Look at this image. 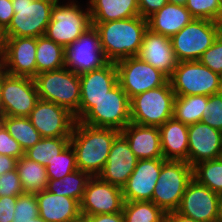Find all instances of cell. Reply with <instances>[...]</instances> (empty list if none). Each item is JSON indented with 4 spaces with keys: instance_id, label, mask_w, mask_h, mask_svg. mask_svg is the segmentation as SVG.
Returning a JSON list of instances; mask_svg holds the SVG:
<instances>
[{
    "instance_id": "6da1fadb",
    "label": "cell",
    "mask_w": 222,
    "mask_h": 222,
    "mask_svg": "<svg viewBox=\"0 0 222 222\" xmlns=\"http://www.w3.org/2000/svg\"><path fill=\"white\" fill-rule=\"evenodd\" d=\"M119 134L120 131L114 128L93 127L76 121L70 144L76 153L77 168L91 177L98 176Z\"/></svg>"
},
{
    "instance_id": "7a4b0ae2",
    "label": "cell",
    "mask_w": 222,
    "mask_h": 222,
    "mask_svg": "<svg viewBox=\"0 0 222 222\" xmlns=\"http://www.w3.org/2000/svg\"><path fill=\"white\" fill-rule=\"evenodd\" d=\"M97 29L101 47L110 62L137 56L143 36L148 29L146 18L141 16L108 22H92Z\"/></svg>"
},
{
    "instance_id": "3957f363",
    "label": "cell",
    "mask_w": 222,
    "mask_h": 222,
    "mask_svg": "<svg viewBox=\"0 0 222 222\" xmlns=\"http://www.w3.org/2000/svg\"><path fill=\"white\" fill-rule=\"evenodd\" d=\"M69 1L66 4L63 2L61 4L59 0L55 3L51 10V20L44 34L64 48L92 26L88 3L84 9L77 0Z\"/></svg>"
},
{
    "instance_id": "277c9868",
    "label": "cell",
    "mask_w": 222,
    "mask_h": 222,
    "mask_svg": "<svg viewBox=\"0 0 222 222\" xmlns=\"http://www.w3.org/2000/svg\"><path fill=\"white\" fill-rule=\"evenodd\" d=\"M39 99L53 102L74 115L80 104V77L66 67L37 74L34 78Z\"/></svg>"
},
{
    "instance_id": "5b68a950",
    "label": "cell",
    "mask_w": 222,
    "mask_h": 222,
    "mask_svg": "<svg viewBox=\"0 0 222 222\" xmlns=\"http://www.w3.org/2000/svg\"><path fill=\"white\" fill-rule=\"evenodd\" d=\"M175 93L165 85L140 93L130 99L131 123L160 127L173 118Z\"/></svg>"
},
{
    "instance_id": "8992f818",
    "label": "cell",
    "mask_w": 222,
    "mask_h": 222,
    "mask_svg": "<svg viewBox=\"0 0 222 222\" xmlns=\"http://www.w3.org/2000/svg\"><path fill=\"white\" fill-rule=\"evenodd\" d=\"M168 81L176 96H211L222 92V76L198 60L178 62Z\"/></svg>"
},
{
    "instance_id": "52a82bcc",
    "label": "cell",
    "mask_w": 222,
    "mask_h": 222,
    "mask_svg": "<svg viewBox=\"0 0 222 222\" xmlns=\"http://www.w3.org/2000/svg\"><path fill=\"white\" fill-rule=\"evenodd\" d=\"M193 167L186 161L165 160L152 195V202L165 213L176 211L189 182Z\"/></svg>"
},
{
    "instance_id": "ba28073f",
    "label": "cell",
    "mask_w": 222,
    "mask_h": 222,
    "mask_svg": "<svg viewBox=\"0 0 222 222\" xmlns=\"http://www.w3.org/2000/svg\"><path fill=\"white\" fill-rule=\"evenodd\" d=\"M58 0H12L14 15L3 37H35L45 34L52 7Z\"/></svg>"
},
{
    "instance_id": "9c48e42d",
    "label": "cell",
    "mask_w": 222,
    "mask_h": 222,
    "mask_svg": "<svg viewBox=\"0 0 222 222\" xmlns=\"http://www.w3.org/2000/svg\"><path fill=\"white\" fill-rule=\"evenodd\" d=\"M93 127L122 131L130 122V99L118 83L79 120Z\"/></svg>"
},
{
    "instance_id": "30bf717a",
    "label": "cell",
    "mask_w": 222,
    "mask_h": 222,
    "mask_svg": "<svg viewBox=\"0 0 222 222\" xmlns=\"http://www.w3.org/2000/svg\"><path fill=\"white\" fill-rule=\"evenodd\" d=\"M219 35L216 21L194 18L171 37L178 62L199 60Z\"/></svg>"
},
{
    "instance_id": "8fae6325",
    "label": "cell",
    "mask_w": 222,
    "mask_h": 222,
    "mask_svg": "<svg viewBox=\"0 0 222 222\" xmlns=\"http://www.w3.org/2000/svg\"><path fill=\"white\" fill-rule=\"evenodd\" d=\"M109 62L94 25L65 47L64 66L77 75L100 69Z\"/></svg>"
},
{
    "instance_id": "7c38bea8",
    "label": "cell",
    "mask_w": 222,
    "mask_h": 222,
    "mask_svg": "<svg viewBox=\"0 0 222 222\" xmlns=\"http://www.w3.org/2000/svg\"><path fill=\"white\" fill-rule=\"evenodd\" d=\"M115 64L118 72V83L129 99L168 82V77L164 73L138 56L123 58Z\"/></svg>"
},
{
    "instance_id": "4fadbf2b",
    "label": "cell",
    "mask_w": 222,
    "mask_h": 222,
    "mask_svg": "<svg viewBox=\"0 0 222 222\" xmlns=\"http://www.w3.org/2000/svg\"><path fill=\"white\" fill-rule=\"evenodd\" d=\"M38 101L33 78L12 76L2 69L1 102L4 116L29 117Z\"/></svg>"
},
{
    "instance_id": "5bb4252c",
    "label": "cell",
    "mask_w": 222,
    "mask_h": 222,
    "mask_svg": "<svg viewBox=\"0 0 222 222\" xmlns=\"http://www.w3.org/2000/svg\"><path fill=\"white\" fill-rule=\"evenodd\" d=\"M0 68L12 76L34 78L37 75L35 37H3Z\"/></svg>"
},
{
    "instance_id": "9a60e30c",
    "label": "cell",
    "mask_w": 222,
    "mask_h": 222,
    "mask_svg": "<svg viewBox=\"0 0 222 222\" xmlns=\"http://www.w3.org/2000/svg\"><path fill=\"white\" fill-rule=\"evenodd\" d=\"M124 202L121 188L95 176L86 184L80 212L84 216L118 213L123 210Z\"/></svg>"
},
{
    "instance_id": "2e32d148",
    "label": "cell",
    "mask_w": 222,
    "mask_h": 222,
    "mask_svg": "<svg viewBox=\"0 0 222 222\" xmlns=\"http://www.w3.org/2000/svg\"><path fill=\"white\" fill-rule=\"evenodd\" d=\"M29 119L41 137H71L76 123L74 114L66 108L40 99Z\"/></svg>"
},
{
    "instance_id": "e0dca14e",
    "label": "cell",
    "mask_w": 222,
    "mask_h": 222,
    "mask_svg": "<svg viewBox=\"0 0 222 222\" xmlns=\"http://www.w3.org/2000/svg\"><path fill=\"white\" fill-rule=\"evenodd\" d=\"M80 104L74 115L79 121L94 105L118 84V72L115 62L104 67L79 75Z\"/></svg>"
},
{
    "instance_id": "ac0fdd59",
    "label": "cell",
    "mask_w": 222,
    "mask_h": 222,
    "mask_svg": "<svg viewBox=\"0 0 222 222\" xmlns=\"http://www.w3.org/2000/svg\"><path fill=\"white\" fill-rule=\"evenodd\" d=\"M219 194L192 179L176 210L180 214L200 222H218Z\"/></svg>"
},
{
    "instance_id": "d6986e66",
    "label": "cell",
    "mask_w": 222,
    "mask_h": 222,
    "mask_svg": "<svg viewBox=\"0 0 222 222\" xmlns=\"http://www.w3.org/2000/svg\"><path fill=\"white\" fill-rule=\"evenodd\" d=\"M222 157V132L200 121L188 125V163L194 165Z\"/></svg>"
},
{
    "instance_id": "ffe728a7",
    "label": "cell",
    "mask_w": 222,
    "mask_h": 222,
    "mask_svg": "<svg viewBox=\"0 0 222 222\" xmlns=\"http://www.w3.org/2000/svg\"><path fill=\"white\" fill-rule=\"evenodd\" d=\"M138 160L126 138L120 133L115 138L107 162L98 177L122 189L133 173Z\"/></svg>"
},
{
    "instance_id": "44dd1931",
    "label": "cell",
    "mask_w": 222,
    "mask_h": 222,
    "mask_svg": "<svg viewBox=\"0 0 222 222\" xmlns=\"http://www.w3.org/2000/svg\"><path fill=\"white\" fill-rule=\"evenodd\" d=\"M164 158L140 159L122 188L124 201H151Z\"/></svg>"
},
{
    "instance_id": "7402d4cb",
    "label": "cell",
    "mask_w": 222,
    "mask_h": 222,
    "mask_svg": "<svg viewBox=\"0 0 222 222\" xmlns=\"http://www.w3.org/2000/svg\"><path fill=\"white\" fill-rule=\"evenodd\" d=\"M140 59L160 70L168 78L176 68L178 61L173 51L171 38L147 29L137 55Z\"/></svg>"
},
{
    "instance_id": "603a6c76",
    "label": "cell",
    "mask_w": 222,
    "mask_h": 222,
    "mask_svg": "<svg viewBox=\"0 0 222 222\" xmlns=\"http://www.w3.org/2000/svg\"><path fill=\"white\" fill-rule=\"evenodd\" d=\"M120 133L139 160L163 158L159 127L130 122Z\"/></svg>"
},
{
    "instance_id": "cb8c5ba5",
    "label": "cell",
    "mask_w": 222,
    "mask_h": 222,
    "mask_svg": "<svg viewBox=\"0 0 222 222\" xmlns=\"http://www.w3.org/2000/svg\"><path fill=\"white\" fill-rule=\"evenodd\" d=\"M39 217L47 222H73L80 215V203L67 196L47 190L36 193Z\"/></svg>"
},
{
    "instance_id": "d4e9b609",
    "label": "cell",
    "mask_w": 222,
    "mask_h": 222,
    "mask_svg": "<svg viewBox=\"0 0 222 222\" xmlns=\"http://www.w3.org/2000/svg\"><path fill=\"white\" fill-rule=\"evenodd\" d=\"M159 132L163 158L188 163V125L171 118L159 127Z\"/></svg>"
},
{
    "instance_id": "484cf974",
    "label": "cell",
    "mask_w": 222,
    "mask_h": 222,
    "mask_svg": "<svg viewBox=\"0 0 222 222\" xmlns=\"http://www.w3.org/2000/svg\"><path fill=\"white\" fill-rule=\"evenodd\" d=\"M194 17L183 5L167 3L147 18L148 29L167 37H172L190 23Z\"/></svg>"
},
{
    "instance_id": "4316f807",
    "label": "cell",
    "mask_w": 222,
    "mask_h": 222,
    "mask_svg": "<svg viewBox=\"0 0 222 222\" xmlns=\"http://www.w3.org/2000/svg\"><path fill=\"white\" fill-rule=\"evenodd\" d=\"M92 22H108L140 16L138 0H89Z\"/></svg>"
},
{
    "instance_id": "83f0119b",
    "label": "cell",
    "mask_w": 222,
    "mask_h": 222,
    "mask_svg": "<svg viewBox=\"0 0 222 222\" xmlns=\"http://www.w3.org/2000/svg\"><path fill=\"white\" fill-rule=\"evenodd\" d=\"M16 169L25 193L36 194L46 190L48 183L46 166L23 155L18 159Z\"/></svg>"
},
{
    "instance_id": "f1b7e54d",
    "label": "cell",
    "mask_w": 222,
    "mask_h": 222,
    "mask_svg": "<svg viewBox=\"0 0 222 222\" xmlns=\"http://www.w3.org/2000/svg\"><path fill=\"white\" fill-rule=\"evenodd\" d=\"M65 48L45 35L37 38L36 67L37 74L64 68Z\"/></svg>"
},
{
    "instance_id": "f546056e",
    "label": "cell",
    "mask_w": 222,
    "mask_h": 222,
    "mask_svg": "<svg viewBox=\"0 0 222 222\" xmlns=\"http://www.w3.org/2000/svg\"><path fill=\"white\" fill-rule=\"evenodd\" d=\"M90 178L87 172L77 169L62 179H48L46 190L55 195L71 197L81 203Z\"/></svg>"
},
{
    "instance_id": "4dcf8cb0",
    "label": "cell",
    "mask_w": 222,
    "mask_h": 222,
    "mask_svg": "<svg viewBox=\"0 0 222 222\" xmlns=\"http://www.w3.org/2000/svg\"><path fill=\"white\" fill-rule=\"evenodd\" d=\"M208 99L205 95L176 96L173 118L186 125L202 121Z\"/></svg>"
},
{
    "instance_id": "1f68e13d",
    "label": "cell",
    "mask_w": 222,
    "mask_h": 222,
    "mask_svg": "<svg viewBox=\"0 0 222 222\" xmlns=\"http://www.w3.org/2000/svg\"><path fill=\"white\" fill-rule=\"evenodd\" d=\"M0 122L21 145L24 152L33 147L42 138L37 129L32 125L29 117L3 116Z\"/></svg>"
},
{
    "instance_id": "d6a6232c",
    "label": "cell",
    "mask_w": 222,
    "mask_h": 222,
    "mask_svg": "<svg viewBox=\"0 0 222 222\" xmlns=\"http://www.w3.org/2000/svg\"><path fill=\"white\" fill-rule=\"evenodd\" d=\"M70 144V137H42L25 151V156L43 166L48 165Z\"/></svg>"
},
{
    "instance_id": "836d02e7",
    "label": "cell",
    "mask_w": 222,
    "mask_h": 222,
    "mask_svg": "<svg viewBox=\"0 0 222 222\" xmlns=\"http://www.w3.org/2000/svg\"><path fill=\"white\" fill-rule=\"evenodd\" d=\"M124 222H165L166 213L152 201H125Z\"/></svg>"
},
{
    "instance_id": "e575fe53",
    "label": "cell",
    "mask_w": 222,
    "mask_h": 222,
    "mask_svg": "<svg viewBox=\"0 0 222 222\" xmlns=\"http://www.w3.org/2000/svg\"><path fill=\"white\" fill-rule=\"evenodd\" d=\"M193 179L217 194H222V157L193 166Z\"/></svg>"
},
{
    "instance_id": "d590c367",
    "label": "cell",
    "mask_w": 222,
    "mask_h": 222,
    "mask_svg": "<svg viewBox=\"0 0 222 222\" xmlns=\"http://www.w3.org/2000/svg\"><path fill=\"white\" fill-rule=\"evenodd\" d=\"M77 169L76 153L71 144L46 165L48 179H62Z\"/></svg>"
},
{
    "instance_id": "8d00e7d4",
    "label": "cell",
    "mask_w": 222,
    "mask_h": 222,
    "mask_svg": "<svg viewBox=\"0 0 222 222\" xmlns=\"http://www.w3.org/2000/svg\"><path fill=\"white\" fill-rule=\"evenodd\" d=\"M185 7L196 19L216 21L220 15L222 0H187Z\"/></svg>"
},
{
    "instance_id": "74e56055",
    "label": "cell",
    "mask_w": 222,
    "mask_h": 222,
    "mask_svg": "<svg viewBox=\"0 0 222 222\" xmlns=\"http://www.w3.org/2000/svg\"><path fill=\"white\" fill-rule=\"evenodd\" d=\"M39 216L36 194L19 195L12 222H30Z\"/></svg>"
},
{
    "instance_id": "f35d334b",
    "label": "cell",
    "mask_w": 222,
    "mask_h": 222,
    "mask_svg": "<svg viewBox=\"0 0 222 222\" xmlns=\"http://www.w3.org/2000/svg\"><path fill=\"white\" fill-rule=\"evenodd\" d=\"M202 122L222 132V92L209 96Z\"/></svg>"
},
{
    "instance_id": "ab89813d",
    "label": "cell",
    "mask_w": 222,
    "mask_h": 222,
    "mask_svg": "<svg viewBox=\"0 0 222 222\" xmlns=\"http://www.w3.org/2000/svg\"><path fill=\"white\" fill-rule=\"evenodd\" d=\"M198 61L222 76V35H218L212 46L201 55Z\"/></svg>"
},
{
    "instance_id": "60d3db41",
    "label": "cell",
    "mask_w": 222,
    "mask_h": 222,
    "mask_svg": "<svg viewBox=\"0 0 222 222\" xmlns=\"http://www.w3.org/2000/svg\"><path fill=\"white\" fill-rule=\"evenodd\" d=\"M24 193L17 169L0 176V197L19 196Z\"/></svg>"
},
{
    "instance_id": "b9f144b4",
    "label": "cell",
    "mask_w": 222,
    "mask_h": 222,
    "mask_svg": "<svg viewBox=\"0 0 222 222\" xmlns=\"http://www.w3.org/2000/svg\"><path fill=\"white\" fill-rule=\"evenodd\" d=\"M0 155H7L19 159L25 155L21 145L8 133L0 122Z\"/></svg>"
},
{
    "instance_id": "7bdbcfd3",
    "label": "cell",
    "mask_w": 222,
    "mask_h": 222,
    "mask_svg": "<svg viewBox=\"0 0 222 222\" xmlns=\"http://www.w3.org/2000/svg\"><path fill=\"white\" fill-rule=\"evenodd\" d=\"M18 196L0 197V222H12Z\"/></svg>"
},
{
    "instance_id": "ee69618b",
    "label": "cell",
    "mask_w": 222,
    "mask_h": 222,
    "mask_svg": "<svg viewBox=\"0 0 222 222\" xmlns=\"http://www.w3.org/2000/svg\"><path fill=\"white\" fill-rule=\"evenodd\" d=\"M168 3V0H138L139 14L148 18Z\"/></svg>"
},
{
    "instance_id": "f6af8a7d",
    "label": "cell",
    "mask_w": 222,
    "mask_h": 222,
    "mask_svg": "<svg viewBox=\"0 0 222 222\" xmlns=\"http://www.w3.org/2000/svg\"><path fill=\"white\" fill-rule=\"evenodd\" d=\"M13 15L12 0H0V31L2 33L10 25Z\"/></svg>"
},
{
    "instance_id": "bcb514c9",
    "label": "cell",
    "mask_w": 222,
    "mask_h": 222,
    "mask_svg": "<svg viewBox=\"0 0 222 222\" xmlns=\"http://www.w3.org/2000/svg\"><path fill=\"white\" fill-rule=\"evenodd\" d=\"M91 222H124L123 212L86 216Z\"/></svg>"
},
{
    "instance_id": "7dc6e473",
    "label": "cell",
    "mask_w": 222,
    "mask_h": 222,
    "mask_svg": "<svg viewBox=\"0 0 222 222\" xmlns=\"http://www.w3.org/2000/svg\"><path fill=\"white\" fill-rule=\"evenodd\" d=\"M18 159L7 156L0 155V176L4 173L16 169Z\"/></svg>"
},
{
    "instance_id": "c3c4849f",
    "label": "cell",
    "mask_w": 222,
    "mask_h": 222,
    "mask_svg": "<svg viewBox=\"0 0 222 222\" xmlns=\"http://www.w3.org/2000/svg\"><path fill=\"white\" fill-rule=\"evenodd\" d=\"M165 222H200L190 217L184 216L177 211L167 212L165 215Z\"/></svg>"
},
{
    "instance_id": "681fc988",
    "label": "cell",
    "mask_w": 222,
    "mask_h": 222,
    "mask_svg": "<svg viewBox=\"0 0 222 222\" xmlns=\"http://www.w3.org/2000/svg\"><path fill=\"white\" fill-rule=\"evenodd\" d=\"M217 213H218V222H222V194H220L218 198Z\"/></svg>"
},
{
    "instance_id": "f907efd6",
    "label": "cell",
    "mask_w": 222,
    "mask_h": 222,
    "mask_svg": "<svg viewBox=\"0 0 222 222\" xmlns=\"http://www.w3.org/2000/svg\"><path fill=\"white\" fill-rule=\"evenodd\" d=\"M1 86H2V69L0 68V120L4 116L3 106L1 102Z\"/></svg>"
},
{
    "instance_id": "816d5d0a",
    "label": "cell",
    "mask_w": 222,
    "mask_h": 222,
    "mask_svg": "<svg viewBox=\"0 0 222 222\" xmlns=\"http://www.w3.org/2000/svg\"><path fill=\"white\" fill-rule=\"evenodd\" d=\"M216 24L219 30V34L222 35V7H221L220 15L216 20Z\"/></svg>"
},
{
    "instance_id": "f5cc1de1",
    "label": "cell",
    "mask_w": 222,
    "mask_h": 222,
    "mask_svg": "<svg viewBox=\"0 0 222 222\" xmlns=\"http://www.w3.org/2000/svg\"><path fill=\"white\" fill-rule=\"evenodd\" d=\"M3 45H4L3 33L0 31V62L3 55Z\"/></svg>"
},
{
    "instance_id": "db71d44e",
    "label": "cell",
    "mask_w": 222,
    "mask_h": 222,
    "mask_svg": "<svg viewBox=\"0 0 222 222\" xmlns=\"http://www.w3.org/2000/svg\"><path fill=\"white\" fill-rule=\"evenodd\" d=\"M169 3L185 6L187 0H168Z\"/></svg>"
},
{
    "instance_id": "11a10c76",
    "label": "cell",
    "mask_w": 222,
    "mask_h": 222,
    "mask_svg": "<svg viewBox=\"0 0 222 222\" xmlns=\"http://www.w3.org/2000/svg\"><path fill=\"white\" fill-rule=\"evenodd\" d=\"M73 222H91L86 216L80 215L77 219H75Z\"/></svg>"
},
{
    "instance_id": "9f6ffc18",
    "label": "cell",
    "mask_w": 222,
    "mask_h": 222,
    "mask_svg": "<svg viewBox=\"0 0 222 222\" xmlns=\"http://www.w3.org/2000/svg\"><path fill=\"white\" fill-rule=\"evenodd\" d=\"M30 222H47V221L38 216L37 218L31 219Z\"/></svg>"
}]
</instances>
